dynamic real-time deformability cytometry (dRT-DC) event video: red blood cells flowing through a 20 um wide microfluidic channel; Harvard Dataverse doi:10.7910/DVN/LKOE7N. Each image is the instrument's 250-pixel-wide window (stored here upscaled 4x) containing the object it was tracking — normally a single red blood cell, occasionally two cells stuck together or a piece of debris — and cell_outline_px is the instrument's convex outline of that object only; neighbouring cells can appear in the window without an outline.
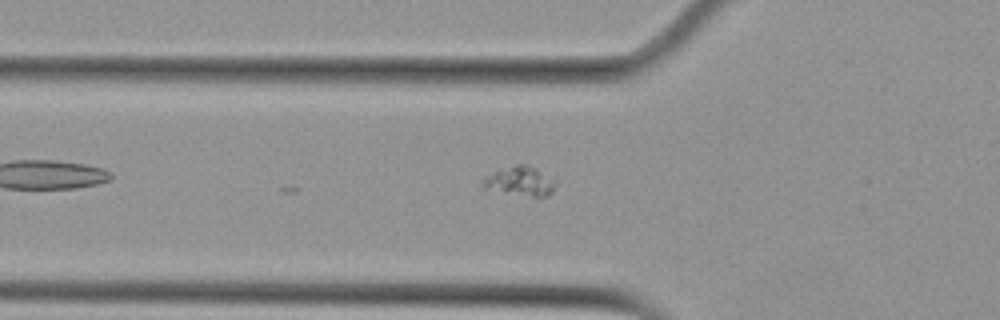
{"species": "Egyptian fruit bat (a non-hibernating species)", "species_latin": "Rousettus aegyptiacus", "temperature_condition": "cold", "stored_images_in_passage": 4, "camera_frame_rate_fps": 3000, "um_per_image_px": 0.085, "animal": {"sex": "female"}, "frame": {"image": 1, "passage_image": 3, "time_ms": 2.333, "image_size_px": [1000, 320], "cell_outline_px": [[556, 188], [548, 196], [536, 200], [480, 192], [480, 180], [484, 176], [516, 164], [524, 164], [536, 168], [556, 184]], "centroid_in_image_um": [44.05, 15.54], "position_along_channel_um": 81.8, "area_um2": 13.81}}
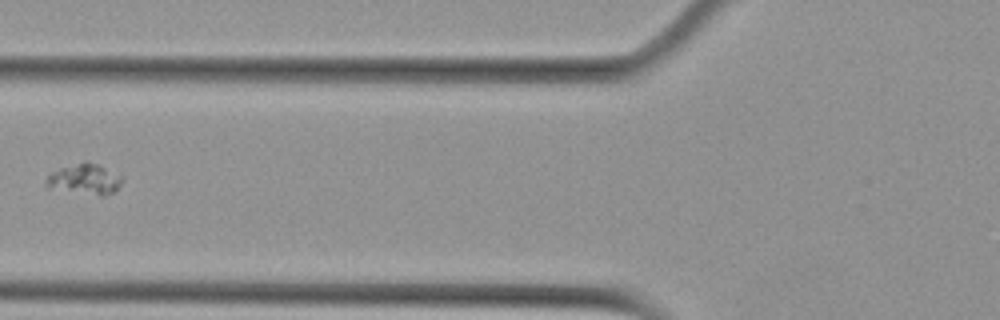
{"frame": {"image": 2, "passage_image": 4, "time_ms": 3.333, "image_size_px": [1000, 320], "cell_outline_px": [[124, 180], [112, 192], [104, 196], [100, 196], [44, 188], [44, 180], [52, 172], [60, 168], [84, 160], [88, 160], [100, 164], [120, 176]], "centroid_in_image_um": [7.14, 15.22], "position_along_channel_um": 118.7, "area_um2": 13.87}}